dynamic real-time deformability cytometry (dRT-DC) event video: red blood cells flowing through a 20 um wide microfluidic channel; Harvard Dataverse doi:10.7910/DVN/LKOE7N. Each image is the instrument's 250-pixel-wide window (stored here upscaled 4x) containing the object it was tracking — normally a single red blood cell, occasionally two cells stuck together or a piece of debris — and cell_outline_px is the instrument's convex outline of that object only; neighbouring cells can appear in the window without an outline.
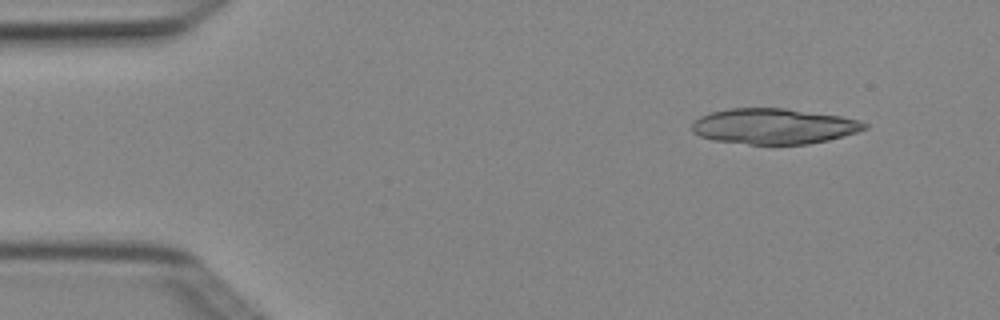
{"species": "Egyptian fruit bat (a non-hibernating species)", "species_latin": "Rousettus aegyptiacus", "temperature_condition": "cold", "stored_images_in_passage": 3, "camera_frame_rate_fps": 3000, "um_per_image_px": 0.085, "animal": {"sex": "female"}, "frame": {"image": 1, "passage_image": 1, "time_ms": 0.0, "image_size_px": [1000, 320], "cell_outline_px": [[868, 128], [856, 132], [828, 140], [808, 144], [748, 144], [712, 140], [700, 136], [692, 132], [692, 124], [700, 116], [712, 112], [728, 108], [784, 108], [840, 116], [860, 120], [868, 124]], "centroid_in_image_um": [65.77, 10.73], "position_along_channel_um": 19.2, "area_um2": 35.72}}